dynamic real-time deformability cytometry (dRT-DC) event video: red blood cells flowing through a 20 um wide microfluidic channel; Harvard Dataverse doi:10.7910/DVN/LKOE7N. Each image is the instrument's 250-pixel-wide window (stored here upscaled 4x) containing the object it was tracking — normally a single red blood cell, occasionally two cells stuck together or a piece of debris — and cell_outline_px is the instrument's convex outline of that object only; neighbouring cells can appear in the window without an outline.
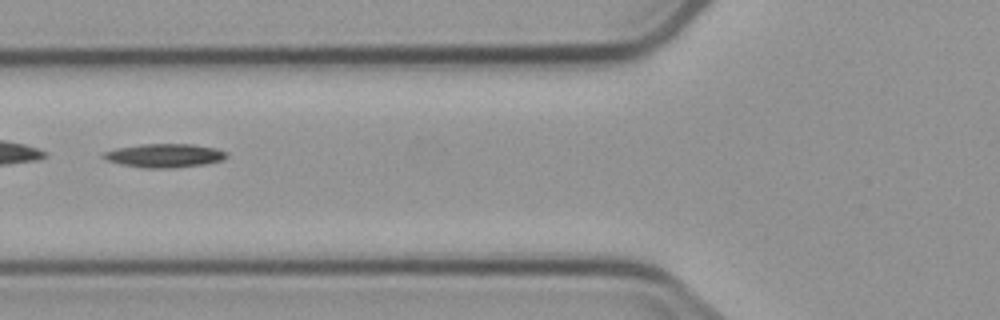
{"species": "common noctule bat (a hibernating species)", "species_latin": "Nyctalus noctula", "temperature_condition": "cold", "stored_images_in_passage": 2, "camera_frame_rate_fps": 3000, "um_per_image_px": 0.085, "animal": {"sex": "male", "body_mass_g": 23.1, "forearm_length_mm": 52.7}, "frame": {"image": 1, "passage_image": 2, "time_ms": 3.0, "image_size_px": [1000, 320], "cell_outline_px": [[228, 156], [224, 160], [204, 164], [176, 168], [144, 168], [120, 164], [108, 160], [100, 156], [104, 152], [116, 148], [140, 144], [192, 144], [216, 148], [224, 152]], "centroid_in_image_um": [13.97, 13.22], "position_along_channel_um": 111.8, "area_um2": 17.05}}